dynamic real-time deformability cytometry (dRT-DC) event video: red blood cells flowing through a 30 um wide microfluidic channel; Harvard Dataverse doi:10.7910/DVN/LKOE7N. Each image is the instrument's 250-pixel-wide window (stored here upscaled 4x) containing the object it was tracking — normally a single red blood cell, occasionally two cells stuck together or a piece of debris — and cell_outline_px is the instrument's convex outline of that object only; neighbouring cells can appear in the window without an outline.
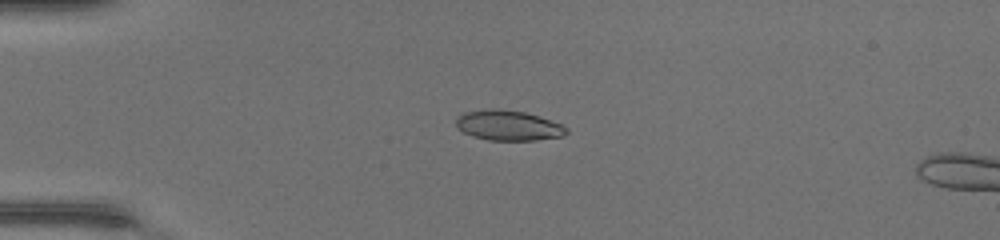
{"species": "common noctule bat (a hibernating species)", "species_latin": "Nyctalus noctula", "temperature_condition": "warm", "stored_images_in_passage": 36, "camera_frame_rate_fps": 3000, "um_per_image_px": 0.085, "animal": {"sex": "female", "body_mass_g": 17.0, "forearm_length_mm": 48.0}, "frame": {"image": 1, "passage_image": 1, "time_ms": 0.0, "image_size_px": [1000, 240], "cell_outline_px": [[568, 132], [564, 136], [536, 140], [488, 140], [472, 136], [464, 132], [456, 124], [456, 120], [464, 112], [524, 112], [560, 124], [568, 128]], "centroid_in_image_um": [43.27, 10.73], "position_along_channel_um": 41.7, "area_um2": 18.21}}
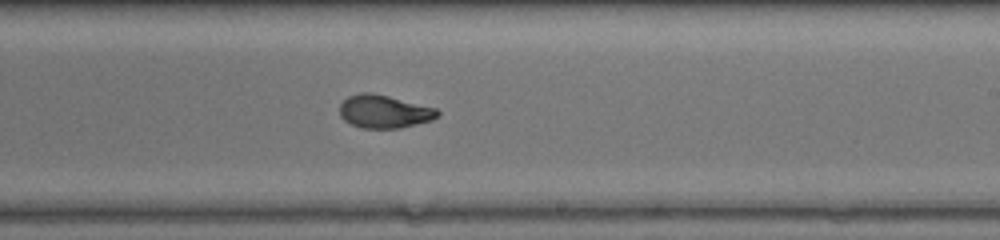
{"frame": {"image": 2, "passage_image": 18, "time_ms": 5.667, "image_size_px": [1000, 240], "cell_outline_px": [[440, 116], [432, 120], [400, 128], [360, 128], [344, 120], [340, 116], [340, 104], [348, 96], [360, 92], [372, 92], [436, 108], [440, 112]], "centroid_in_image_um": [32.65, 9.48], "position_along_channel_um": 256.3, "area_um2": 18.9}}
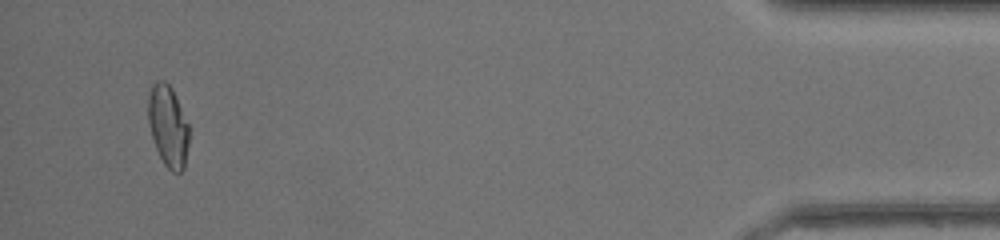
{"frame": {"image": 3, "passage_image": 34, "time_ms": 11.0, "image_size_px": [1000, 240], "cell_outline_px": [[188, 144], [184, 168], [180, 172], [172, 172], [164, 164], [156, 148], [152, 136], [148, 120], [148, 96], [152, 84], [156, 80], [164, 80], [172, 88], [188, 124]], "centroid_in_image_um": [14.27, 10.69], "position_along_channel_um": 420.9, "area_um2": 19.19}, "authors_computed_cell_mechanics": {"area_um2": 19.1029, "velocity_mm_per_s": 4.4465, "shape_relaxation_time_tau1_ms": 4.784, "shape_relaxation_time_tau2_ms": 0.9997, "deformation_change_tau1": 0.2376, "deformation_change_tau2": 0.0691}}